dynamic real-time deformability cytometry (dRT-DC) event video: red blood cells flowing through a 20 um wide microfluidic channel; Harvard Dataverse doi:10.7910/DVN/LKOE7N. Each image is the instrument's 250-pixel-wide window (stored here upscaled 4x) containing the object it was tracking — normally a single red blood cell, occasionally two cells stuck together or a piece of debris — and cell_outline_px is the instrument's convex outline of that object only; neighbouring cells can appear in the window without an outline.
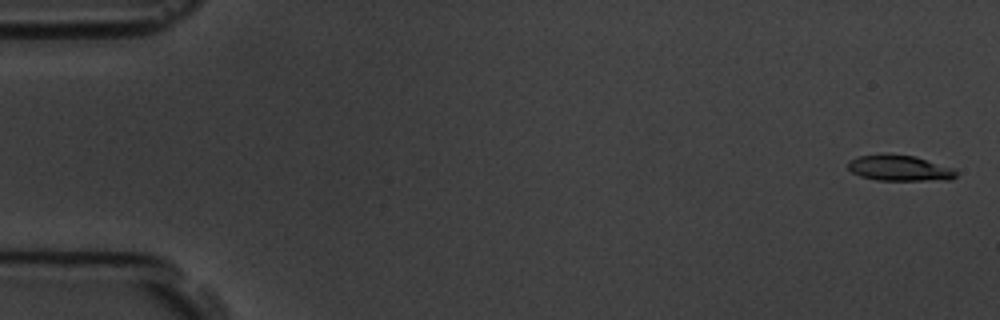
{"species": "common noctule bat (a hibernating species)", "species_latin": "Nyctalus noctula", "temperature_condition": "room temperature", "stored_images_in_passage": 6, "camera_frame_rate_fps": 3000, "um_per_image_px": 0.085, "animal": {"sex": "male", "body_mass_g": 19.5, "forearm_length_mm": 54.6}, "frame": {"image": 1, "passage_image": 1, "time_ms": 0.0, "image_size_px": [1000, 320], "cell_outline_px": [[956, 176], [952, 180], [876, 180], [860, 176], [852, 172], [848, 168], [848, 160], [860, 156], [916, 156], [956, 168]], "centroid_in_image_um": [76.54, 14.32], "position_along_channel_um": 8.5, "area_um2": 15.9}}
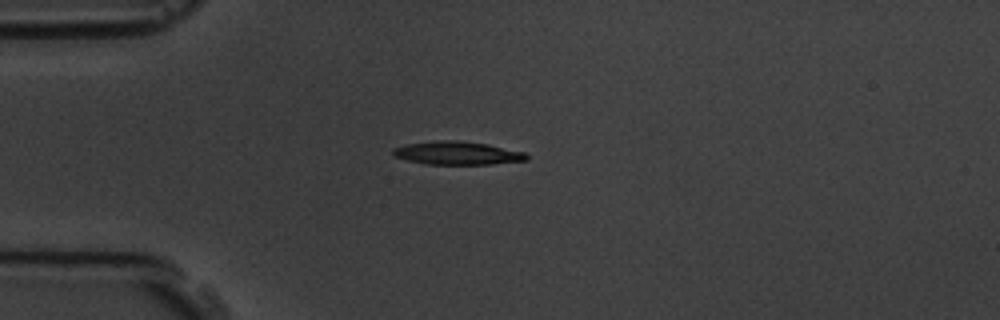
{"frame": {"image": 2, "passage_image": 5, "time_ms": 4.333, "image_size_px": [1000, 320], "cell_outline_px": [[528, 160], [492, 164], [424, 164], [392, 156], [392, 148], [404, 144], [436, 140], [456, 140], [488, 144], [524, 152], [528, 156]], "centroid_in_image_um": [38.82, 13.01], "position_along_channel_um": 46.2, "area_um2": 18.21}}
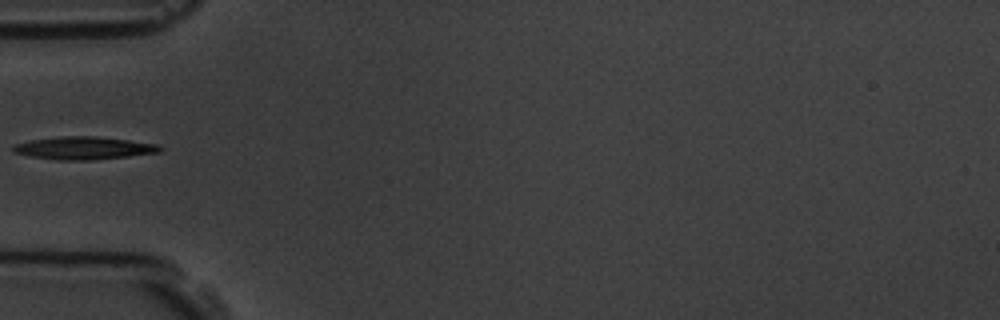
{"frame": {"image": 3, "passage_image": 6, "time_ms": 5.667, "image_size_px": [1000, 320], "cell_outline_px": [[164, 148], [160, 152], [128, 156], [92, 160], [56, 160], [32, 156], [12, 152], [12, 144], [28, 140], [60, 136], [92, 136], [128, 140], [160, 144]], "centroid_in_image_um": [7.1, 12.58], "position_along_channel_um": 77.9, "area_um2": 19.59}}